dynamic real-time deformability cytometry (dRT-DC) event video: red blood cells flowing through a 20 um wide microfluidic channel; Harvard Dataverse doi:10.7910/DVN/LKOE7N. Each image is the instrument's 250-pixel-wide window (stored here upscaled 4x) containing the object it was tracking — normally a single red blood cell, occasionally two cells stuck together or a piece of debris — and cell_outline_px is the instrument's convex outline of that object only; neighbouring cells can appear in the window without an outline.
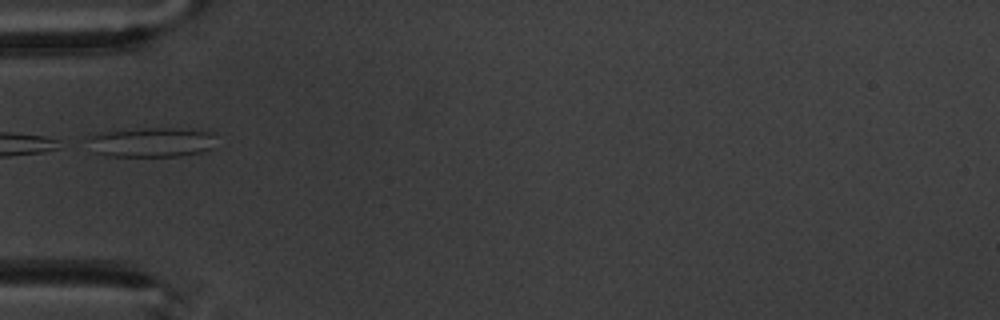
{"species": "common noctule bat (a hibernating species)", "species_latin": "Nyctalus noctula", "temperature_condition": "warm", "stored_images_in_passage": 7, "camera_frame_rate_fps": 3000, "um_per_image_px": 0.085, "animal": {"sex": "male", "body_mass_g": 20.1, "forearm_length_mm": 53.5}, "frame": {"image": 1, "passage_image": 4, "time_ms": 3.667, "image_size_px": [1000, 320], "cell_outline_px": [[212, 148], [200, 152], [180, 156], [104, 156], [96, 152], [88, 136], [100, 132], [144, 128], [192, 128], [208, 132], [212, 136]], "centroid_in_image_um": [12.88, 12.08], "position_along_channel_um": 72.1, "area_um2": 21.91}}
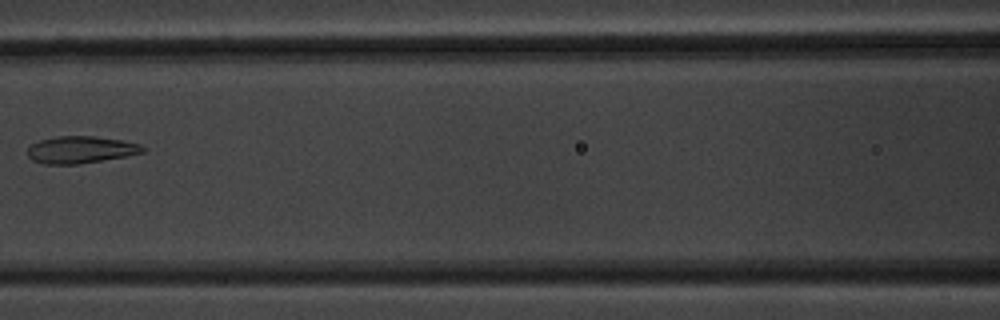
{"frame": {"image": 2, "passage_image": 6, "time_ms": 6.0, "image_size_px": [1000, 320], "cell_outline_px": [[148, 148], [144, 152], [128, 156], [76, 164], [44, 164], [32, 160], [28, 156], [28, 148], [32, 144], [40, 140], [56, 136], [96, 136], [124, 140], [140, 144]], "centroid_in_image_um": [6.9, 12.72], "position_along_channel_um": 159.7, "area_um2": 18.32}}
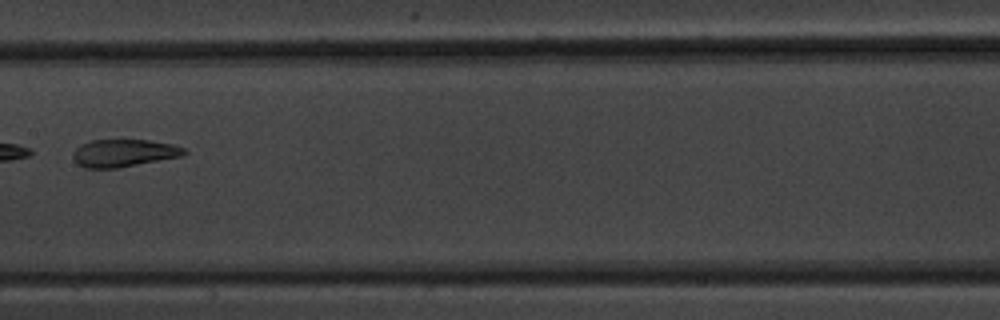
{"frame": {"image": 3, "passage_image": 7, "time_ms": 7.0, "image_size_px": [1000, 320], "cell_outline_px": [[188, 152], [184, 156], [116, 168], [84, 168], [72, 156], [72, 152], [80, 144], [92, 140], [148, 140], [172, 144], [184, 148]], "centroid_in_image_um": [10.54, 13.0], "position_along_channel_um": 196.9, "area_um2": 17.8}}